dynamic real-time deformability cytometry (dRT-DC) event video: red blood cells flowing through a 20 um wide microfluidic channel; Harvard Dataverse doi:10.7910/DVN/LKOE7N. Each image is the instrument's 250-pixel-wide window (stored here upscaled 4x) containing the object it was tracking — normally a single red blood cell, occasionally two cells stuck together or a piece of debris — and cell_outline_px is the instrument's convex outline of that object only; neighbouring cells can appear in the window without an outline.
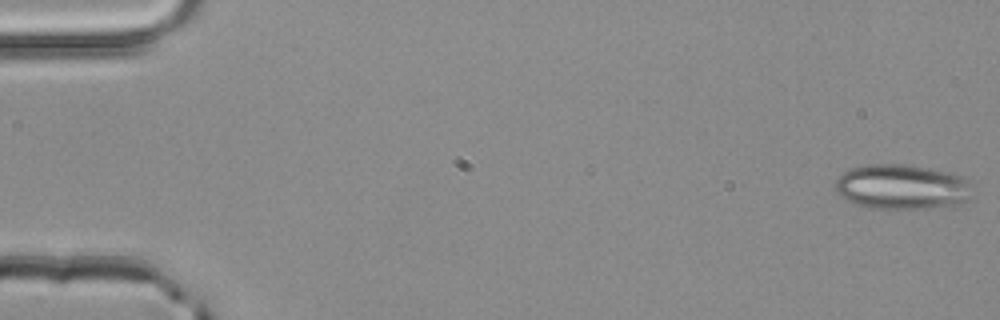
{"species": "common noctule bat (a hibernating species)", "species_latin": "Nyctalus noctula", "temperature_condition": "room temperature", "stored_images_in_passage": 52, "camera_frame_rate_fps": 3000, "um_per_image_px": 0.085, "animal": {"sex": "male", "body_mass_g": 20.4}, "frame": {"image": 1, "passage_image": 1, "time_ms": 0.0, "image_size_px": [1000, 320], "cell_outline_px": [[972, 196], [960, 204], [928, 208], [868, 208], [856, 204], [840, 196], [832, 184], [844, 172], [852, 168], [872, 164], [900, 164], [928, 168], [948, 172], [964, 176], [968, 184]], "centroid_in_image_um": [76.64, 15.89], "position_along_channel_um": 8.4, "area_um2": 35.72}}
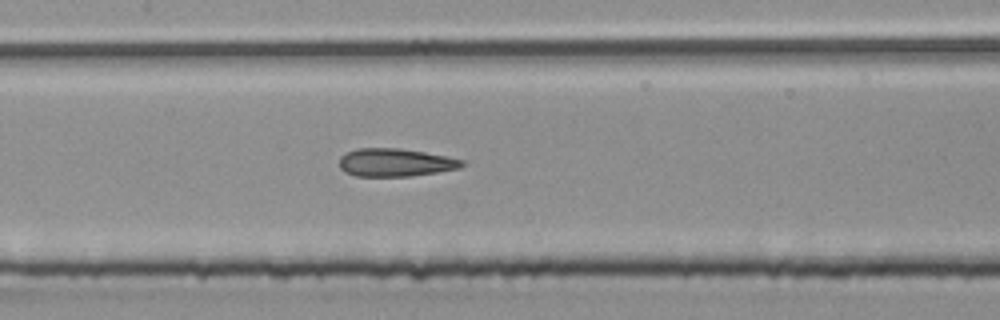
{"frame": {"image": 2, "passage_image": 25, "time_ms": 8.0, "image_size_px": [1000, 320], "cell_outline_px": [[464, 164], [460, 168], [436, 172], [408, 176], [356, 176], [344, 172], [340, 168], [340, 156], [356, 148], [396, 148], [424, 152], [464, 160]], "centroid_in_image_um": [33.57, 13.81], "position_along_channel_um": 173.8, "area_um2": 19.83}}
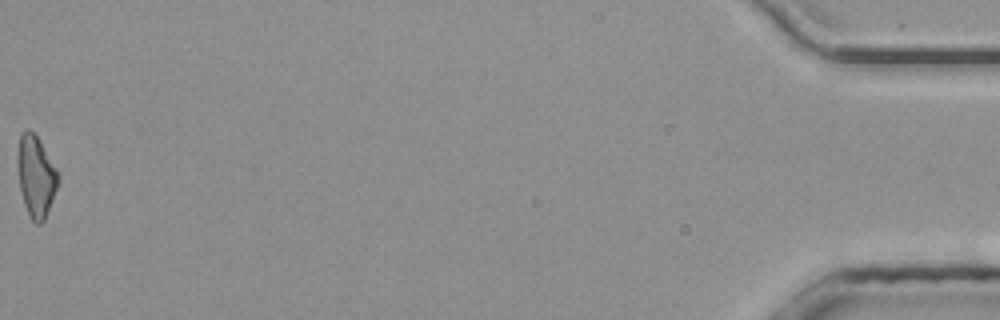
{"frame": {"image": 3, "passage_image": 52, "time_ms": 17.0, "image_size_px": [1000, 320], "cell_outline_px": [[60, 176], [56, 188], [44, 220], [40, 224], [36, 224], [28, 216], [20, 192], [16, 164], [16, 156], [20, 136], [28, 128], [36, 136], [56, 168]], "centroid_in_image_um": [3.01, 15.0], "position_along_channel_um": 432.2, "area_um2": 19.07}, "authors_computed_cell_mechanics": {"area_um2": 20.2589, "velocity_mm_per_s": 4.0561, "shape_relaxation_time_tau1_ms": null, "shape_relaxation_time_tau2_ms": 2.1071, "deformation_change_tau1": null, "deformation_change_tau2": 0.136}}